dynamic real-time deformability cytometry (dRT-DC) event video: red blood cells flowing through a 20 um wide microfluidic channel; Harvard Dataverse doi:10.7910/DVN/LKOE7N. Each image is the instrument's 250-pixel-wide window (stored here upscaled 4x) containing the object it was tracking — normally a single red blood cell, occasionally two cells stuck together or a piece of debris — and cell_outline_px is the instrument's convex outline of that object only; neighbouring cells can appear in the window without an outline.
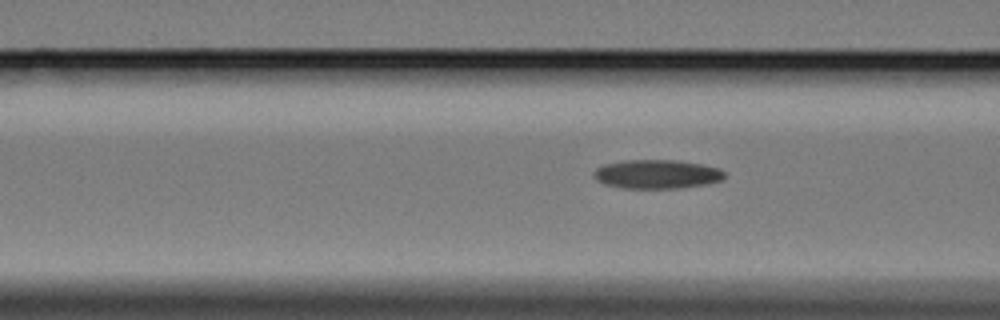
{"species": "Egyptian fruit bat (a non-hibernating species)", "species_latin": "Rousettus aegyptiacus", "temperature_condition": "cold", "stored_images_in_passage": 9, "segment_of_instrument_passage": [2, 2], "camera_frame_rate_fps": 3000, "um_per_image_px": 0.085, "animal": {"sex": "female"}, "frame": {"image": 1, "passage_image": 9, "time_ms": 10.333, "image_size_px": [1000, 320], "cell_outline_px": [[724, 180], [708, 184], [680, 188], [624, 188], [604, 184], [596, 180], [592, 176], [592, 172], [596, 168], [604, 164], [624, 160], [680, 160], [720, 168], [724, 172]], "centroid_in_image_um": [55.83, 14.8], "position_along_channel_um": 110.8, "area_um2": 22.31}}